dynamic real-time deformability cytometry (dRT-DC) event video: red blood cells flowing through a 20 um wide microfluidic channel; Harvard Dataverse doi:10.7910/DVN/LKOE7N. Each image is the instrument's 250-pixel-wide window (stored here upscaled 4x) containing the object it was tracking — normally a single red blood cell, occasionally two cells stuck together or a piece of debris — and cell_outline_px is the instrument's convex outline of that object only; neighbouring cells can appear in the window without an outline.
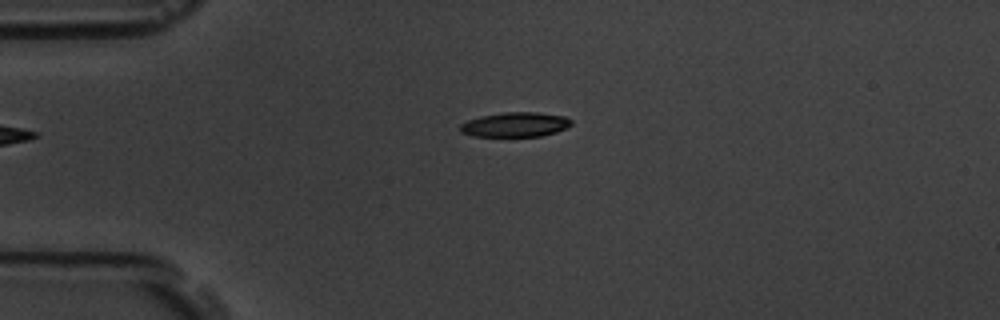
{"species": "common noctule bat (a hibernating species)", "species_latin": "Nyctalus noctula", "temperature_condition": "room temperature", "stored_images_in_passage": 5, "camera_frame_rate_fps": 3000, "um_per_image_px": 0.085, "animal": {"sex": "male", "body_mass_g": 19.5, "forearm_length_mm": 54.6}, "frame": {"image": 1, "passage_image": 5, "time_ms": 4.667, "image_size_px": [1000, 320], "cell_outline_px": [[572, 124], [568, 128], [556, 132], [540, 136], [472, 136], [460, 132], [460, 124], [468, 120], [480, 116], [504, 112], [536, 112], [564, 116], [572, 120]], "centroid_in_image_um": [43.8, 10.59], "position_along_channel_um": 41.2, "area_um2": 16.01}}